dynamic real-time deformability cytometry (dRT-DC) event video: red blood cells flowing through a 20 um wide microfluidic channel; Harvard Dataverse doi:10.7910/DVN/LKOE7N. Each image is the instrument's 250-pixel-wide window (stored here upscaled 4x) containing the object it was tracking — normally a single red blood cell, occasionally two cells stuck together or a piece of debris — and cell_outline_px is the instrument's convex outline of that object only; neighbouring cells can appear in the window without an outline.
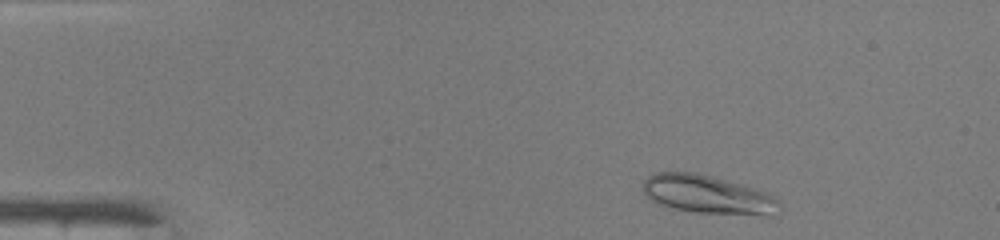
{"species": "common noctule bat (a hibernating species)", "species_latin": "Nyctalus noctula", "temperature_condition": "warm", "stored_images_in_passage": 42, "camera_frame_rate_fps": 3000, "um_per_image_px": 0.085, "animal": {"sex": "male", "body_mass_g": 19.0, "forearm_length_mm": 50.8}, "frame": {"image": 1, "passage_image": 1, "time_ms": 0.0, "image_size_px": [1000, 240], "cell_outline_px": [[780, 208], [776, 216], [768, 216], [692, 212], [672, 208], [656, 204], [644, 192], [644, 180], [648, 176], [656, 172], [696, 172], [712, 176], [768, 192], [780, 204]], "centroid_in_image_um": [60.19, 16.55], "position_along_channel_um": 24.8, "area_um2": 30.81}}
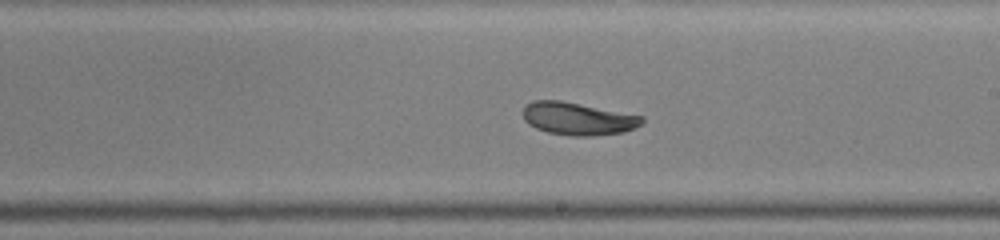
{"frame": {"image": 2, "passage_image": 22, "time_ms": 7.0, "image_size_px": [1000, 240], "cell_outline_px": [[644, 120], [640, 124], [624, 132], [596, 136], [572, 136], [548, 132], [536, 128], [528, 124], [524, 120], [524, 104], [532, 100], [560, 100], [644, 116]], "centroid_in_image_um": [49.1, 10.08], "position_along_channel_um": 239.9, "area_um2": 22.66}}
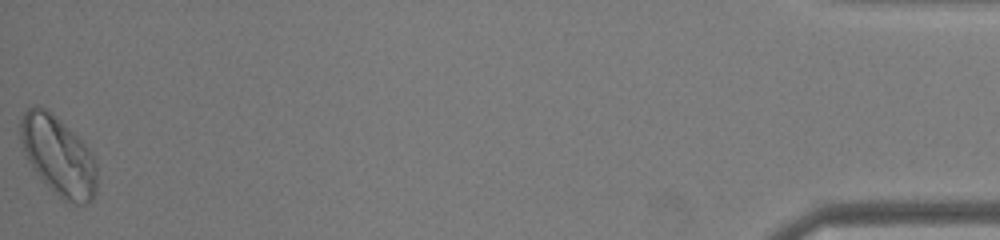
{"frame": {"image": 3, "passage_image": 42, "time_ms": 13.667, "image_size_px": [1000, 240], "cell_outline_px": [[96, 192], [92, 200], [84, 204], [72, 204], [64, 200], [36, 172], [28, 160], [24, 152], [20, 140], [20, 120], [24, 112], [28, 108], [36, 104], [48, 108], [88, 148], [96, 160]], "centroid_in_image_um": [4.95, 13.21], "position_along_channel_um": 430.2, "area_um2": 34.91}, "authors_computed_cell_mechanics": {"area_um2": 23.6113, "velocity_mm_per_s": 4.2046, "shape_relaxation_time_tau1_ms": 4.5858, "shape_relaxation_time_tau2_ms": 1.7949, "deformation_change_tau1": 0.171, "deformation_change_tau2": 0.0486}}